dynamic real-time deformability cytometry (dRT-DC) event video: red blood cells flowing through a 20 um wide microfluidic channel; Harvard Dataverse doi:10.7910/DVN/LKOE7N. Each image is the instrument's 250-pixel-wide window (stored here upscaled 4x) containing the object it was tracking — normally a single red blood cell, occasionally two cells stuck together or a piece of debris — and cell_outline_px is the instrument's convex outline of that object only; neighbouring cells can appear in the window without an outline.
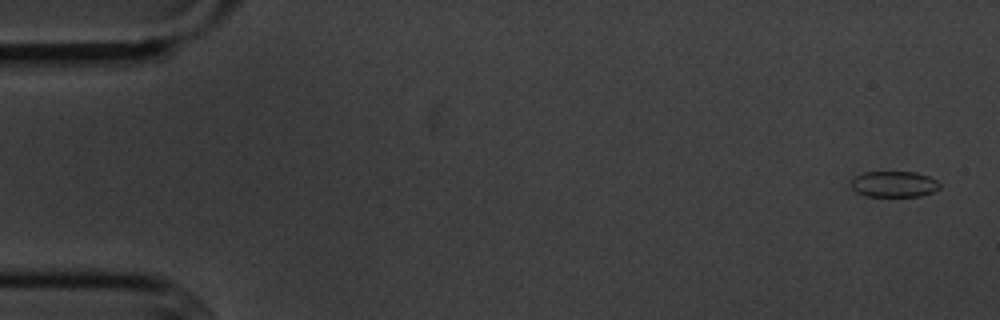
{"species": "common noctule bat (a hibernating species)", "species_latin": "Nyctalus noctula", "temperature_condition": "cold", "stored_images_in_passage": 5, "camera_frame_rate_fps": 3000, "um_per_image_px": 0.085, "animal": {"sex": "male", "body_mass_g": 20.1, "forearm_length_mm": 53.5}, "frame": {"image": 1, "passage_image": 1, "time_ms": 0.0, "image_size_px": [1000, 320], "cell_outline_px": [[940, 188], [932, 192], [920, 196], [868, 196], [856, 192], [848, 184], [856, 176], [864, 172], [916, 172], [928, 176], [936, 180], [940, 184]], "centroid_in_image_um": [75.97, 15.65], "position_along_channel_um": 9.0, "area_um2": 13.41}}
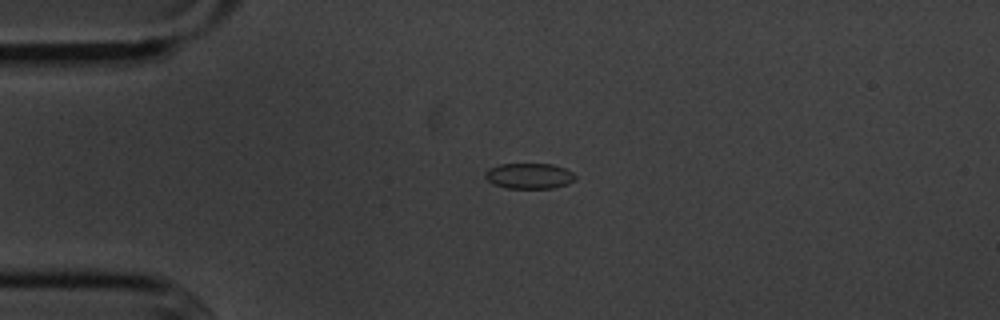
{"frame": {"image": 2, "passage_image": 4, "time_ms": 3.667, "image_size_px": [1000, 320], "cell_outline_px": [[576, 180], [568, 184], [552, 188], [504, 188], [492, 184], [484, 176], [484, 172], [488, 168], [500, 164], [552, 164], [564, 168], [572, 172], [576, 176]], "centroid_in_image_um": [44.96, 14.96], "position_along_channel_um": 40.0, "area_um2": 13.58}}